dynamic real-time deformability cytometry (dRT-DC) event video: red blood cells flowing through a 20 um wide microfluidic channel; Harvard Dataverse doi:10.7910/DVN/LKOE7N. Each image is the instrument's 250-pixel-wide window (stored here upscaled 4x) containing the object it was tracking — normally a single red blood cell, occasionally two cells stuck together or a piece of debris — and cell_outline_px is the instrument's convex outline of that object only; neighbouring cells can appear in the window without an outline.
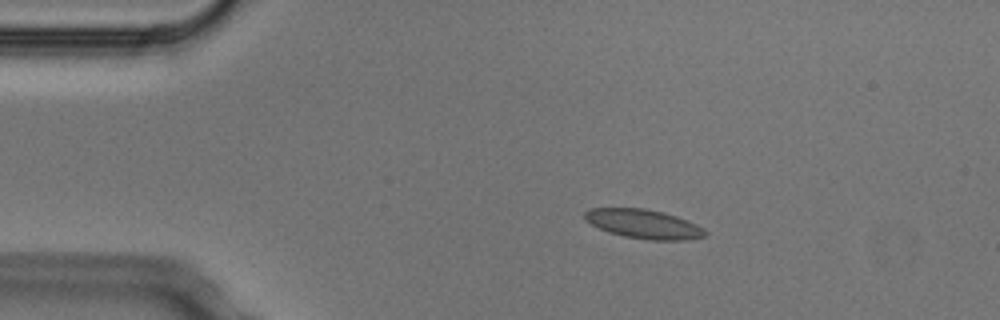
{"species": "Egyptian fruit bat (a non-hibernating species)", "species_latin": "Rousettus aegyptiacus", "temperature_condition": "cold", "stored_images_in_passage": 6, "camera_frame_rate_fps": 3000, "um_per_image_px": 0.085, "animal": {"sex": "male"}, "frame": {"image": 1, "passage_image": 1, "time_ms": 0.0, "image_size_px": [1000, 320], "cell_outline_px": [[708, 236], [688, 240], [648, 240], [624, 236], [608, 232], [584, 220], [584, 212], [588, 208], [644, 208], [664, 212], [676, 216], [696, 224], [704, 228], [708, 232]], "centroid_in_image_um": [54.73, 19.04], "position_along_channel_um": 30.3, "area_um2": 20.63}}
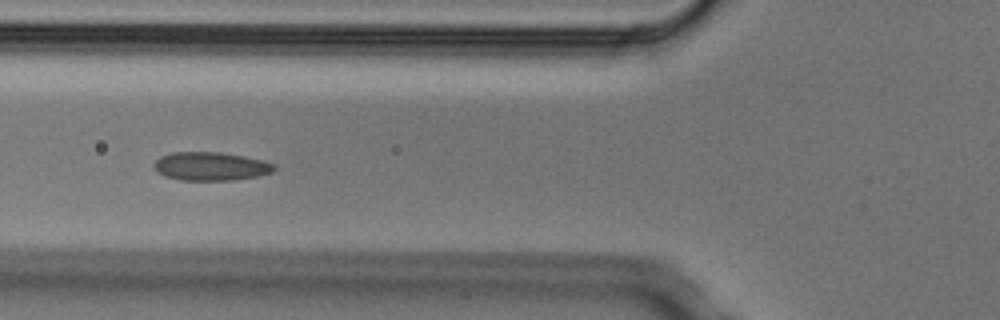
{"frame": {"image": 2, "passage_image": 4, "time_ms": 1.0, "image_size_px": [1000, 320], "cell_outline_px": [[276, 168], [272, 172], [256, 176], [236, 180], [180, 180], [164, 176], [156, 172], [152, 164], [160, 156], [172, 152], [220, 152], [244, 156], [276, 164]], "centroid_in_image_um": [17.87, 14.13], "position_along_channel_um": 107.9, "area_um2": 20.06}}
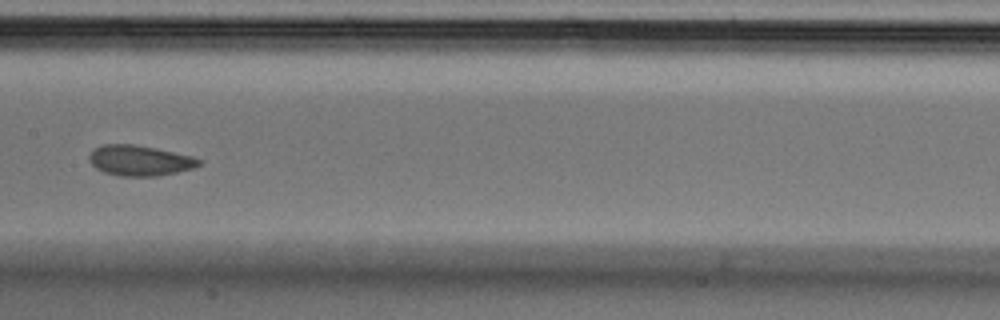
{"frame": {"image": 3, "passage_image": 6, "time_ms": 1.667, "image_size_px": [1000, 320], "cell_outline_px": [[204, 160], [200, 164], [192, 168], [160, 176], [120, 176], [104, 172], [96, 168], [88, 160], [88, 156], [96, 148], [104, 144], [132, 144], [156, 148], [192, 156]], "centroid_in_image_um": [11.88, 13.65], "position_along_channel_um": 195.5, "area_um2": 19.42}}